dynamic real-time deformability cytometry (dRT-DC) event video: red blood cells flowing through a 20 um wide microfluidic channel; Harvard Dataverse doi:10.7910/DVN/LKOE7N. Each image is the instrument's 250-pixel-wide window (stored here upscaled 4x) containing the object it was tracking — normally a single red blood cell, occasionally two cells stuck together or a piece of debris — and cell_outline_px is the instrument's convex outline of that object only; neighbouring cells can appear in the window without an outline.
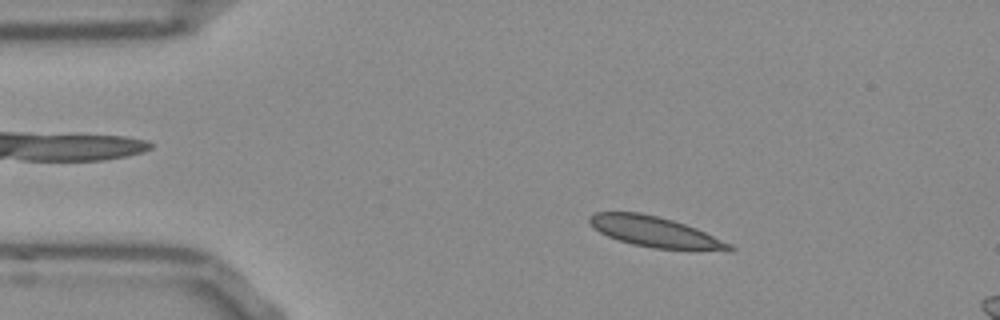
{"species": "Egyptian fruit bat (a non-hibernating species)", "species_latin": "Rousettus aegyptiacus", "temperature_condition": "room temperature", "stored_images_in_passage": 15, "camera_frame_rate_fps": 3000, "um_per_image_px": 0.085, "frame": {"image": 1, "passage_image": 9, "time_ms": 2.667, "image_size_px": [1000, 320], "cell_outline_px": [[736, 248], [732, 252], [728, 252], [652, 248], [632, 244], [608, 236], [600, 232], [588, 220], [588, 216], [596, 212], [640, 212], [672, 220], [696, 228], [732, 244]], "centroid_in_image_um": [55.78, 19.74], "position_along_channel_um": 29.2, "area_um2": 25.03}}